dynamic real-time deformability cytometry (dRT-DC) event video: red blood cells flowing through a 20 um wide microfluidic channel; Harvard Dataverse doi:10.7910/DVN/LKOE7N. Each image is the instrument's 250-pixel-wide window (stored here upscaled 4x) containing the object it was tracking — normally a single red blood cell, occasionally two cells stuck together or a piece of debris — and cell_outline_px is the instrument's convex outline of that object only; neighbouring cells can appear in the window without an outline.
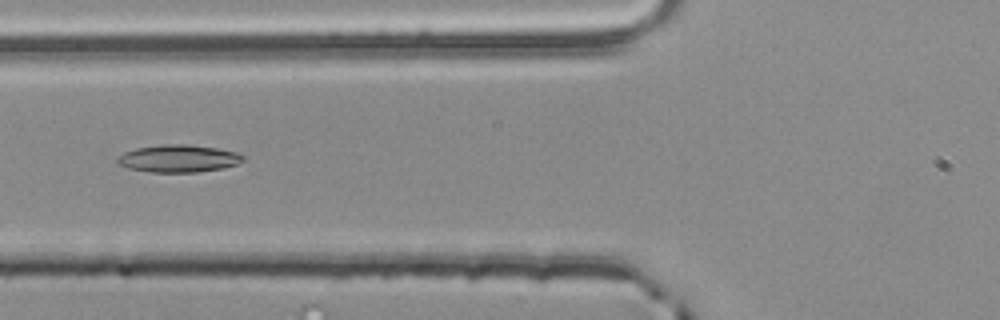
{"species": "common noctule bat (a hibernating species)", "species_latin": "Nyctalus noctula", "temperature_condition": "room temperature", "stored_images_in_passage": 37, "camera_frame_rate_fps": 3000, "um_per_image_px": 0.085, "animal": {"sex": "male", "body_mass_g": 20.4}, "frame": {"image": 1, "passage_image": 4, "time_ms": 1.0, "image_size_px": [1000, 320], "cell_outline_px": [[244, 160], [236, 164], [224, 168], [196, 172], [152, 172], [128, 168], [116, 164], [116, 160], [124, 152], [136, 148], [160, 144], [184, 144], [216, 148], [236, 152], [244, 156]], "centroid_in_image_um": [15.15, 13.47], "position_along_channel_um": 110.7, "area_um2": 20.06}}
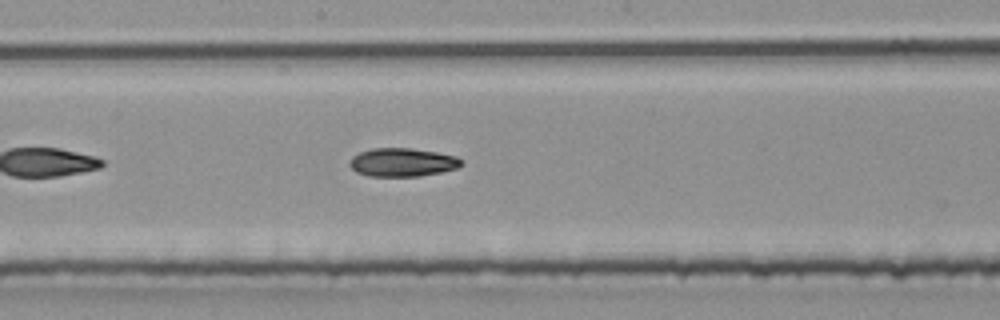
{"frame": {"image": 2, "passage_image": 12, "time_ms": 3.667, "image_size_px": [1000, 320], "cell_outline_px": [[464, 164], [456, 168], [440, 172], [420, 176], [368, 176], [356, 172], [348, 164], [348, 160], [352, 156], [360, 152], [372, 148], [412, 148], [436, 152], [456, 156], [464, 160]], "centroid_in_image_um": [34.19, 13.79], "position_along_channel_um": 214.0, "area_um2": 18.67}}
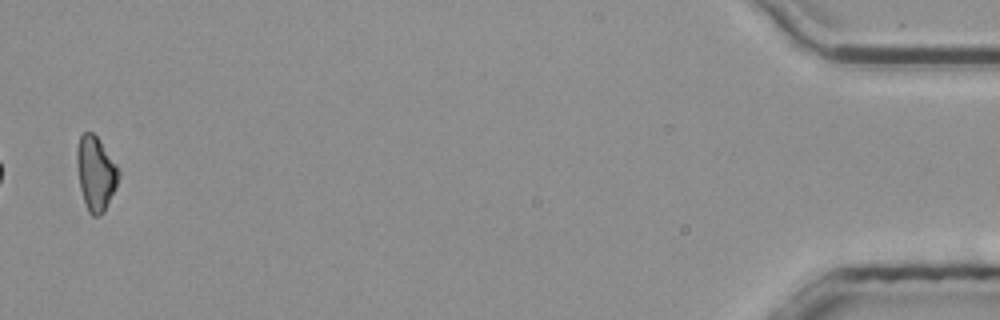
{"frame": {"image": 3, "passage_image": 36, "time_ms": 11.667, "image_size_px": [1000, 320], "cell_outline_px": [[120, 176], [116, 188], [104, 212], [100, 216], [92, 216], [88, 212], [80, 188], [76, 168], [76, 148], [80, 136], [84, 132], [92, 132], [100, 140], [120, 168]], "centroid_in_image_um": [8.15, 14.73], "position_along_channel_um": 427.1, "area_um2": 18.44}, "authors_computed_cell_mechanics": {"area_um2": 18.1492, "velocity_mm_per_s": 3.8698, "shape_relaxation_time_tau1_ms": null, "shape_relaxation_time_tau2_ms": 8.7819, "deformation_change_tau1": null, "deformation_change_tau2": 0.1482}}